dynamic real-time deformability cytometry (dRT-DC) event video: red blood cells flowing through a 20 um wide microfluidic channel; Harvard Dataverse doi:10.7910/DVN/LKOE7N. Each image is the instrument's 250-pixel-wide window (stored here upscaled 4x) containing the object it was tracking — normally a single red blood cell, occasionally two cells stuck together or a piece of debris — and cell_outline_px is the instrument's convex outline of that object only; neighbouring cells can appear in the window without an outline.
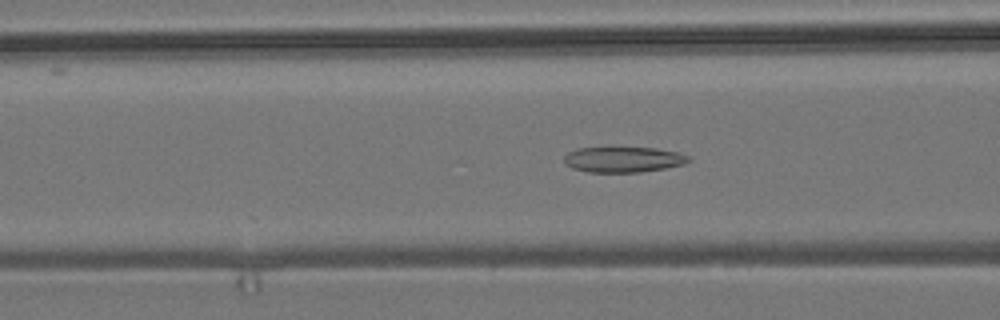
{"species": "common noctule bat (a hibernating species)", "species_latin": "Nyctalus noctula", "temperature_condition": "room temperature", "stored_images_in_passage": 45, "camera_frame_rate_fps": 3000, "um_per_image_px": 0.085, "animal": {"sex": "male", "body_mass_g": 19.2, "forearm_length_mm": 51.8}, "frame": {"image": 1, "passage_image": 21, "time_ms": 6.667, "image_size_px": [1000, 320], "cell_outline_px": [[692, 160], [684, 164], [664, 168], [640, 172], [588, 172], [572, 168], [564, 164], [564, 156], [568, 152], [576, 148], [608, 144], [656, 148], [676, 152], [688, 156]], "centroid_in_image_um": [52.9, 13.5], "position_along_channel_um": 113.7, "area_um2": 19.59}}
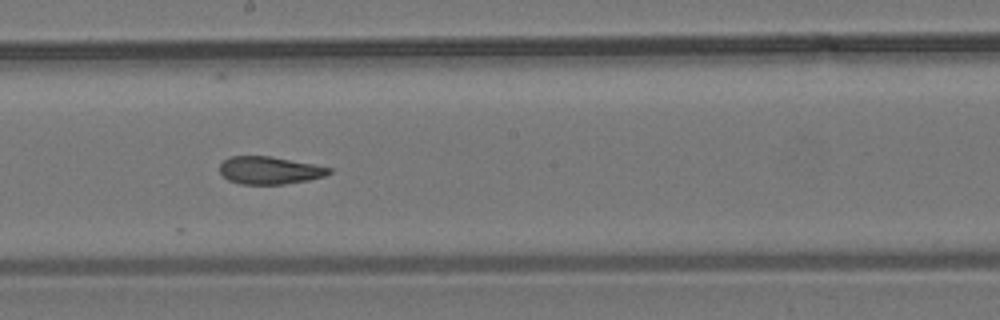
{"frame": {"image": 2, "passage_image": 30, "time_ms": 9.667, "image_size_px": [1000, 320], "cell_outline_px": [[332, 172], [324, 176], [308, 180], [284, 184], [240, 184], [228, 180], [220, 172], [220, 164], [224, 160], [232, 156], [268, 156], [312, 164], [332, 168]], "centroid_in_image_um": [22.9, 14.48], "position_along_channel_um": 225.3, "area_um2": 17.4}}
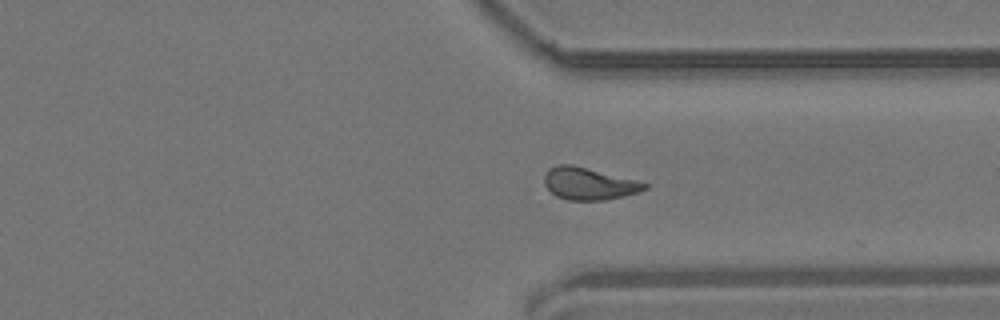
{"frame": {"image": 3, "passage_image": 41, "time_ms": 13.333, "image_size_px": [1000, 320], "cell_outline_px": [[648, 188], [640, 192], [624, 196], [604, 200], [568, 200], [556, 196], [544, 184], [544, 176], [548, 168], [556, 164], [572, 164], [636, 180], [648, 184]], "centroid_in_image_um": [50.04, 15.6], "position_along_channel_um": 361.4, "area_um2": 18.84}}